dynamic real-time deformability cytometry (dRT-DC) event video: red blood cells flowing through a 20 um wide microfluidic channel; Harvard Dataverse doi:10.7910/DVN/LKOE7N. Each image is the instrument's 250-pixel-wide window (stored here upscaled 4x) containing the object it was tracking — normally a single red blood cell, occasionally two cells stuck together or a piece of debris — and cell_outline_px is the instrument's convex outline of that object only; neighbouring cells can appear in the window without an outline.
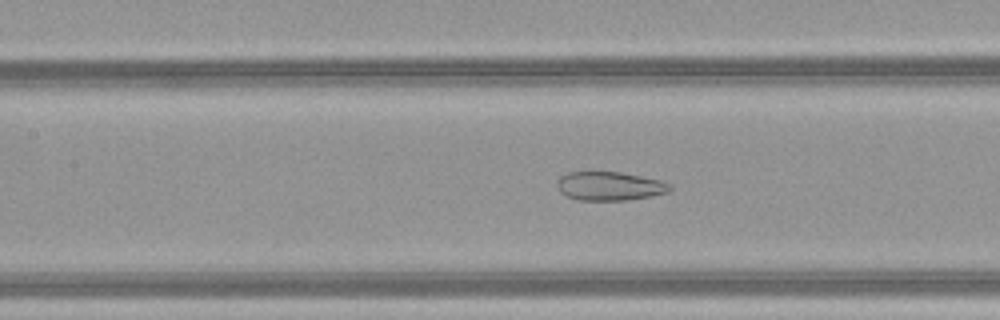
{"species": "common noctule bat (a hibernating species)", "species_latin": "Nyctalus noctula", "temperature_condition": "warm", "stored_images_in_passage": 36, "camera_frame_rate_fps": 3000, "um_per_image_px": 0.085, "animal": {"sex": "female", "body_mass_g": 21.9}, "frame": {"image": 1, "passage_image": 9, "time_ms": 2.667, "image_size_px": [1000, 320], "cell_outline_px": [[672, 188], [668, 192], [648, 196], [624, 200], [576, 200], [560, 192], [556, 184], [560, 176], [568, 172], [588, 168], [620, 172], [660, 180], [668, 184]], "centroid_in_image_um": [51.71, 15.76], "position_along_channel_um": 155.7, "area_um2": 19.42}}
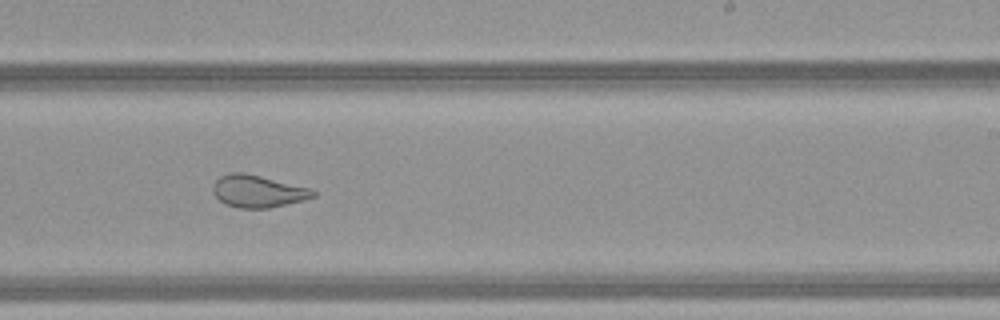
{"frame": {"image": 2, "passage_image": 17, "time_ms": 5.333, "image_size_px": [1000, 320], "cell_outline_px": [[316, 196], [304, 200], [268, 208], [240, 208], [224, 204], [212, 192], [212, 184], [220, 176], [232, 172], [244, 172], [312, 188], [316, 192]], "centroid_in_image_um": [21.92, 16.25], "position_along_channel_um": 267.1, "area_um2": 18.96}}
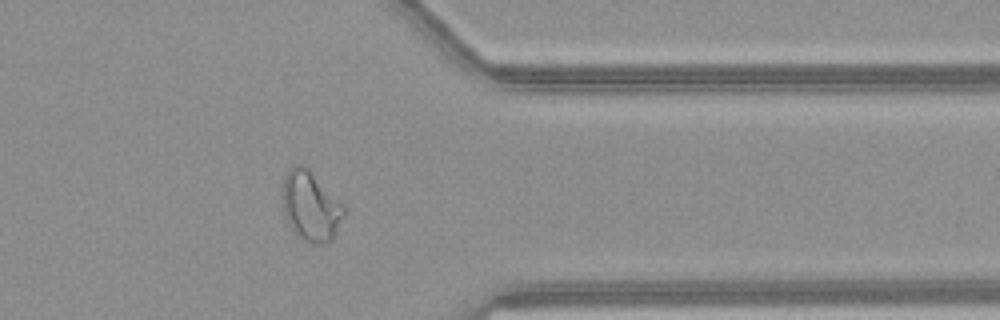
{"frame": {"image": 3, "passage_image": 26, "time_ms": 8.333, "image_size_px": [1000, 320], "cell_outline_px": [[348, 212], [332, 240], [328, 244], [312, 244], [304, 240], [292, 228], [284, 216], [284, 176], [296, 164], [304, 164], [308, 168]], "centroid_in_image_um": [26.45, 17.57], "position_along_channel_um": 385.0, "area_um2": 24.51}, "authors_computed_cell_mechanics": {"area_um2": 21.675, "velocity_mm_per_s": 4.193, "shape_relaxation_time_tau1_ms": null, "shape_relaxation_time_tau2_ms": 0.9422, "deformation_change_tau1": null, "deformation_change_tau2": 0.0865}}